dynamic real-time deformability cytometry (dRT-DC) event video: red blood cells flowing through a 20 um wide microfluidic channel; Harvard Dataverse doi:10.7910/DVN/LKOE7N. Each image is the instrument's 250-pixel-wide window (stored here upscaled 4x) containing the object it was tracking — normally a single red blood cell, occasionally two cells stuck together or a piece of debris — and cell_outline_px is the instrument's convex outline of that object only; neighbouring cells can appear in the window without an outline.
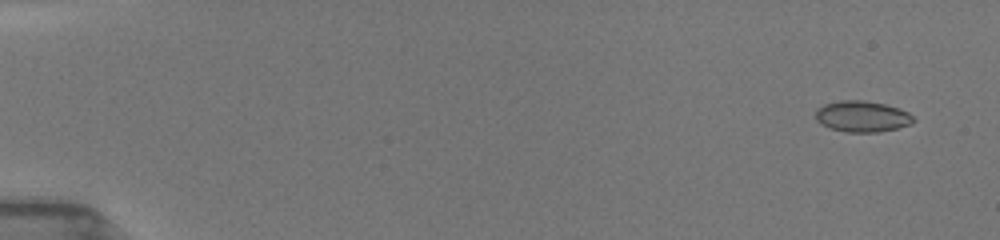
{"species": "common noctule bat (a hibernating species)", "species_latin": "Nyctalus noctula", "temperature_condition": "room temperature", "stored_images_in_passage": 16, "camera_frame_rate_fps": 3000, "um_per_image_px": 0.085, "animal": {"sex": "female", "body_mass_g": 19.5, "forearm_length_mm": 54.1}, "frame": {"image": 1, "passage_image": 1, "time_ms": 0.0, "image_size_px": [1000, 240], "cell_outline_px": [[916, 120], [912, 124], [896, 128], [876, 132], [844, 132], [820, 124], [816, 120], [816, 108], [824, 104], [840, 100], [864, 100], [884, 104], [900, 108], [908, 112]], "centroid_in_image_um": [73.28, 9.89], "position_along_channel_um": 11.7, "area_um2": 17.8}}
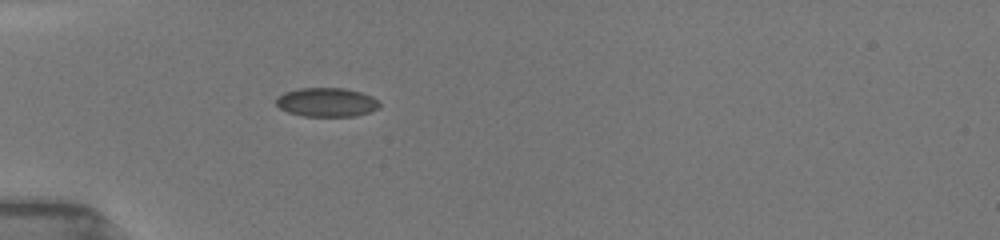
{"frame": {"image": 2, "passage_image": 10, "time_ms": 4.667, "image_size_px": [1000, 240], "cell_outline_px": [[380, 108], [356, 116], [304, 116], [288, 112], [280, 108], [276, 104], [276, 100], [284, 92], [300, 88], [344, 88], [360, 92], [372, 96], [380, 104]], "centroid_in_image_um": [27.78, 8.69], "position_along_channel_um": 57.2, "area_um2": 17.34}}
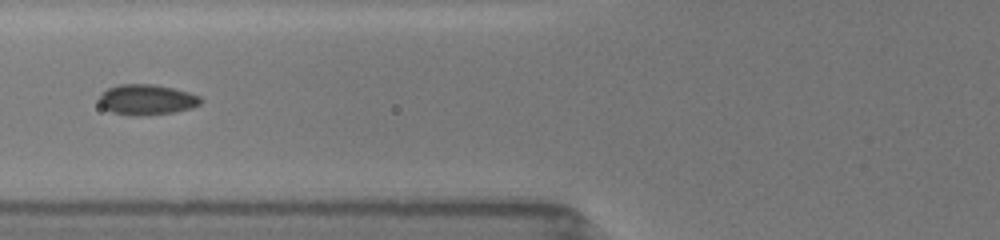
{"frame": {"image": 3, "passage_image": 14, "time_ms": 6.333, "image_size_px": [1000, 240], "cell_outline_px": [[204, 100], [200, 104], [192, 108], [172, 112], [140, 116], [132, 116], [112, 112], [104, 108], [100, 104], [100, 92], [108, 88], [120, 84], [156, 84], [188, 92], [200, 96]], "centroid_in_image_um": [12.48, 8.47], "position_along_channel_um": 113.3, "area_um2": 18.09}}